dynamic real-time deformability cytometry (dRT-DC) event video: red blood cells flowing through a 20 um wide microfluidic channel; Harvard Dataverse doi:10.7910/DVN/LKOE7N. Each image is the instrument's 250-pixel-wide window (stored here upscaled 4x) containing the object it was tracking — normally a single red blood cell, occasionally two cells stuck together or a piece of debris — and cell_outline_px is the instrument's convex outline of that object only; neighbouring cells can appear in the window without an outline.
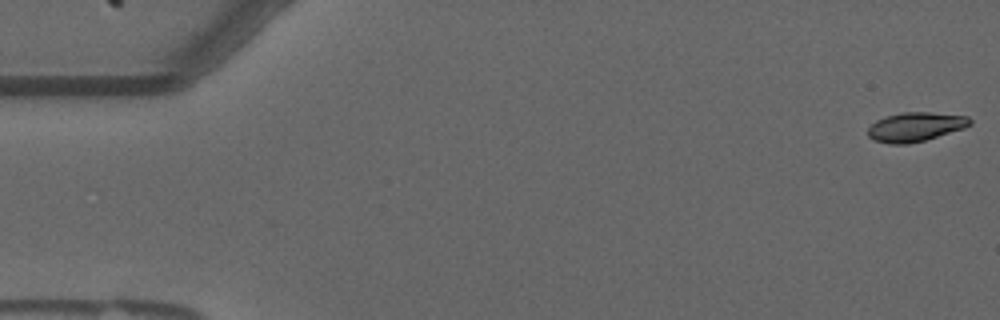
{"species": "common noctule bat (a hibernating species)", "species_latin": "Nyctalus noctula", "temperature_condition": "warm", "stored_images_in_passage": 56, "camera_frame_rate_fps": 3000, "um_per_image_px": 0.085, "animal": {"sex": "male", "forearm_length_mm": 52.5}, "frame": {"image": 1, "passage_image": 1, "time_ms": 0.0, "image_size_px": [1000, 320], "cell_outline_px": [[972, 124], [964, 128], [924, 140], [908, 144], [888, 144], [872, 140], [868, 136], [868, 128], [876, 120], [888, 116], [904, 112], [928, 112], [968, 116], [972, 120]], "centroid_in_image_um": [77.8, 10.79], "position_along_channel_um": 7.2, "area_um2": 17.28}}
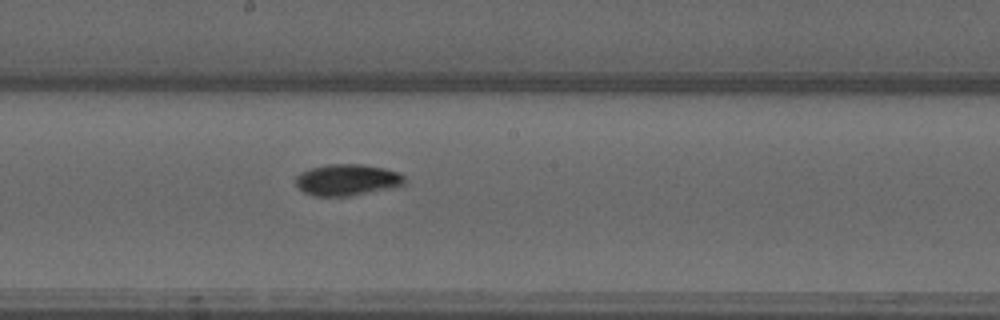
{"frame": {"image": 2, "passage_image": 30, "time_ms": 9.667, "image_size_px": [1000, 320], "cell_outline_px": [[404, 184], [396, 188], [352, 196], [312, 196], [296, 188], [296, 176], [300, 172], [312, 168], [328, 164], [360, 164], [384, 168], [400, 172], [404, 176]], "centroid_in_image_um": [29.52, 15.3], "position_along_channel_um": 218.7, "area_um2": 20.29}}
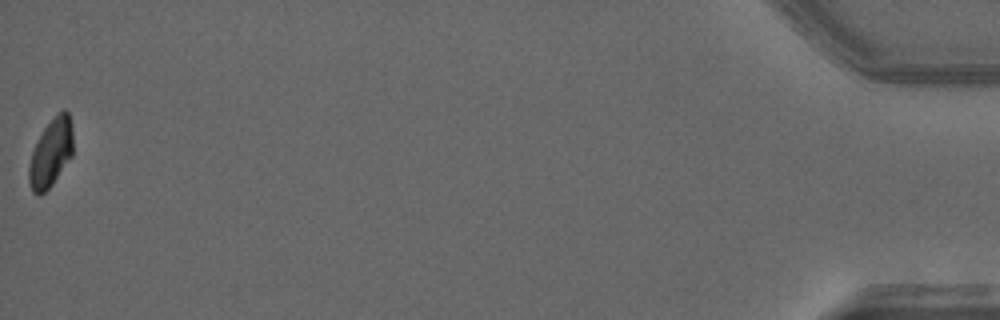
{"frame": {"image": 3, "passage_image": 56, "time_ms": 18.333, "image_size_px": [1000, 320], "cell_outline_px": [[72, 156], [52, 184], [44, 192], [36, 196], [32, 192], [28, 180], [28, 168], [32, 152], [44, 128], [64, 108], [68, 112], [72, 128]], "centroid_in_image_um": [4.32, 13.03], "position_along_channel_um": 430.9, "area_um2": 17.17}, "authors_computed_cell_mechanics": {"area_um2": 18.7561, "velocity_mm_per_s": 3.6484, "shape_relaxation_time_tau1_ms": 7.915, "shape_relaxation_time_tau2_ms": 5.072, "deformation_change_tau1": 0.1927, "deformation_change_tau2": 0.0603}}